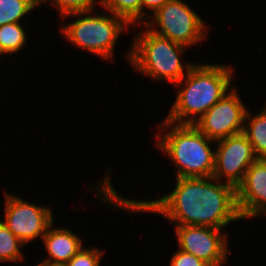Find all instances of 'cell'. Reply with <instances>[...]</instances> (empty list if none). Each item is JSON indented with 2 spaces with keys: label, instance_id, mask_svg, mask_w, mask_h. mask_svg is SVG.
<instances>
[{
  "label": "cell",
  "instance_id": "6da1fadb",
  "mask_svg": "<svg viewBox=\"0 0 266 266\" xmlns=\"http://www.w3.org/2000/svg\"><path fill=\"white\" fill-rule=\"evenodd\" d=\"M175 189L152 200L122 198L109 175L97 185L101 201L128 211L159 213L177 224L223 229L241 219L236 204V189L213 177L176 178ZM211 181V182H210ZM213 182V183H212Z\"/></svg>",
  "mask_w": 266,
  "mask_h": 266
},
{
  "label": "cell",
  "instance_id": "7a4b0ae2",
  "mask_svg": "<svg viewBox=\"0 0 266 266\" xmlns=\"http://www.w3.org/2000/svg\"><path fill=\"white\" fill-rule=\"evenodd\" d=\"M232 71L227 65L193 64L187 74L175 83L178 86L184 82L185 86L178 90L172 109L164 119L173 124H194L229 92Z\"/></svg>",
  "mask_w": 266,
  "mask_h": 266
},
{
  "label": "cell",
  "instance_id": "3957f363",
  "mask_svg": "<svg viewBox=\"0 0 266 266\" xmlns=\"http://www.w3.org/2000/svg\"><path fill=\"white\" fill-rule=\"evenodd\" d=\"M158 127L162 131L171 128L168 133L156 136V145L174 162L176 178L212 177L215 152L209 143L215 141L210 140L193 124H173L164 120Z\"/></svg>",
  "mask_w": 266,
  "mask_h": 266
},
{
  "label": "cell",
  "instance_id": "277c9868",
  "mask_svg": "<svg viewBox=\"0 0 266 266\" xmlns=\"http://www.w3.org/2000/svg\"><path fill=\"white\" fill-rule=\"evenodd\" d=\"M140 33L126 54L134 69L155 80L162 79L173 84L179 82L194 64L187 63L184 67L180 61L179 56L188 47L157 35L147 27Z\"/></svg>",
  "mask_w": 266,
  "mask_h": 266
},
{
  "label": "cell",
  "instance_id": "5b68a950",
  "mask_svg": "<svg viewBox=\"0 0 266 266\" xmlns=\"http://www.w3.org/2000/svg\"><path fill=\"white\" fill-rule=\"evenodd\" d=\"M91 13V14H90ZM104 15L91 11L64 16L80 17L62 27V33L69 42L103 59H113V53L120 33L129 25L123 18L104 10ZM108 15V16H107ZM84 16V17H83ZM126 28V29H125Z\"/></svg>",
  "mask_w": 266,
  "mask_h": 266
},
{
  "label": "cell",
  "instance_id": "8992f818",
  "mask_svg": "<svg viewBox=\"0 0 266 266\" xmlns=\"http://www.w3.org/2000/svg\"><path fill=\"white\" fill-rule=\"evenodd\" d=\"M145 22L151 32L187 47L202 41L208 30L202 18L182 0H171ZM158 25V28H155Z\"/></svg>",
  "mask_w": 266,
  "mask_h": 266
},
{
  "label": "cell",
  "instance_id": "52a82bcc",
  "mask_svg": "<svg viewBox=\"0 0 266 266\" xmlns=\"http://www.w3.org/2000/svg\"><path fill=\"white\" fill-rule=\"evenodd\" d=\"M246 111L237 89L232 88L193 125L216 142L243 132Z\"/></svg>",
  "mask_w": 266,
  "mask_h": 266
},
{
  "label": "cell",
  "instance_id": "ba28073f",
  "mask_svg": "<svg viewBox=\"0 0 266 266\" xmlns=\"http://www.w3.org/2000/svg\"><path fill=\"white\" fill-rule=\"evenodd\" d=\"M5 193V217L1 222L24 244L42 237L53 223L50 207L34 205Z\"/></svg>",
  "mask_w": 266,
  "mask_h": 266
},
{
  "label": "cell",
  "instance_id": "9c48e42d",
  "mask_svg": "<svg viewBox=\"0 0 266 266\" xmlns=\"http://www.w3.org/2000/svg\"><path fill=\"white\" fill-rule=\"evenodd\" d=\"M216 142L212 177L220 182L225 178L226 183L236 189L251 164L257 160L252 145L243 132Z\"/></svg>",
  "mask_w": 266,
  "mask_h": 266
},
{
  "label": "cell",
  "instance_id": "30bf717a",
  "mask_svg": "<svg viewBox=\"0 0 266 266\" xmlns=\"http://www.w3.org/2000/svg\"><path fill=\"white\" fill-rule=\"evenodd\" d=\"M178 248L195 255L209 266L226 262L227 234L222 229L207 226L183 225L175 228Z\"/></svg>",
  "mask_w": 266,
  "mask_h": 266
},
{
  "label": "cell",
  "instance_id": "8fae6325",
  "mask_svg": "<svg viewBox=\"0 0 266 266\" xmlns=\"http://www.w3.org/2000/svg\"><path fill=\"white\" fill-rule=\"evenodd\" d=\"M236 204L241 219L266 213V159H257L236 188Z\"/></svg>",
  "mask_w": 266,
  "mask_h": 266
},
{
  "label": "cell",
  "instance_id": "7c38bea8",
  "mask_svg": "<svg viewBox=\"0 0 266 266\" xmlns=\"http://www.w3.org/2000/svg\"><path fill=\"white\" fill-rule=\"evenodd\" d=\"M52 226L41 238L49 255L44 262L66 264L83 247L82 239L68 228Z\"/></svg>",
  "mask_w": 266,
  "mask_h": 266
},
{
  "label": "cell",
  "instance_id": "4fadbf2b",
  "mask_svg": "<svg viewBox=\"0 0 266 266\" xmlns=\"http://www.w3.org/2000/svg\"><path fill=\"white\" fill-rule=\"evenodd\" d=\"M243 133L250 141L256 158L266 159V106L253 116L247 109Z\"/></svg>",
  "mask_w": 266,
  "mask_h": 266
},
{
  "label": "cell",
  "instance_id": "5bb4252c",
  "mask_svg": "<svg viewBox=\"0 0 266 266\" xmlns=\"http://www.w3.org/2000/svg\"><path fill=\"white\" fill-rule=\"evenodd\" d=\"M41 4V0H0V27L20 23L21 18Z\"/></svg>",
  "mask_w": 266,
  "mask_h": 266
},
{
  "label": "cell",
  "instance_id": "9a60e30c",
  "mask_svg": "<svg viewBox=\"0 0 266 266\" xmlns=\"http://www.w3.org/2000/svg\"><path fill=\"white\" fill-rule=\"evenodd\" d=\"M103 8L123 18L129 25L141 24V0H99Z\"/></svg>",
  "mask_w": 266,
  "mask_h": 266
},
{
  "label": "cell",
  "instance_id": "2e32d148",
  "mask_svg": "<svg viewBox=\"0 0 266 266\" xmlns=\"http://www.w3.org/2000/svg\"><path fill=\"white\" fill-rule=\"evenodd\" d=\"M26 33L20 23L4 24L0 27V50L12 54L22 50L26 43Z\"/></svg>",
  "mask_w": 266,
  "mask_h": 266
},
{
  "label": "cell",
  "instance_id": "e0dca14e",
  "mask_svg": "<svg viewBox=\"0 0 266 266\" xmlns=\"http://www.w3.org/2000/svg\"><path fill=\"white\" fill-rule=\"evenodd\" d=\"M25 244L17 238L0 219V262L21 261L24 259L21 247Z\"/></svg>",
  "mask_w": 266,
  "mask_h": 266
},
{
  "label": "cell",
  "instance_id": "ac0fdd59",
  "mask_svg": "<svg viewBox=\"0 0 266 266\" xmlns=\"http://www.w3.org/2000/svg\"><path fill=\"white\" fill-rule=\"evenodd\" d=\"M56 6L61 16L73 13L92 11L95 7V0H50Z\"/></svg>",
  "mask_w": 266,
  "mask_h": 266
},
{
  "label": "cell",
  "instance_id": "d6986e66",
  "mask_svg": "<svg viewBox=\"0 0 266 266\" xmlns=\"http://www.w3.org/2000/svg\"><path fill=\"white\" fill-rule=\"evenodd\" d=\"M102 252L97 248H81L67 263V266H100Z\"/></svg>",
  "mask_w": 266,
  "mask_h": 266
},
{
  "label": "cell",
  "instance_id": "ffe728a7",
  "mask_svg": "<svg viewBox=\"0 0 266 266\" xmlns=\"http://www.w3.org/2000/svg\"><path fill=\"white\" fill-rule=\"evenodd\" d=\"M169 266H209L206 262L200 260L195 255L178 249L173 254Z\"/></svg>",
  "mask_w": 266,
  "mask_h": 266
},
{
  "label": "cell",
  "instance_id": "44dd1931",
  "mask_svg": "<svg viewBox=\"0 0 266 266\" xmlns=\"http://www.w3.org/2000/svg\"><path fill=\"white\" fill-rule=\"evenodd\" d=\"M171 0H141V22H146L148 21V16L147 12H144V9L151 10L149 13L150 15L154 13L158 8L162 7L166 2H169ZM143 20V21H142Z\"/></svg>",
  "mask_w": 266,
  "mask_h": 266
},
{
  "label": "cell",
  "instance_id": "7402d4cb",
  "mask_svg": "<svg viewBox=\"0 0 266 266\" xmlns=\"http://www.w3.org/2000/svg\"><path fill=\"white\" fill-rule=\"evenodd\" d=\"M35 266H67L66 264H60V263H49L42 261L41 263L35 265Z\"/></svg>",
  "mask_w": 266,
  "mask_h": 266
},
{
  "label": "cell",
  "instance_id": "603a6c76",
  "mask_svg": "<svg viewBox=\"0 0 266 266\" xmlns=\"http://www.w3.org/2000/svg\"><path fill=\"white\" fill-rule=\"evenodd\" d=\"M47 0H41V4L45 3Z\"/></svg>",
  "mask_w": 266,
  "mask_h": 266
},
{
  "label": "cell",
  "instance_id": "cb8c5ba5",
  "mask_svg": "<svg viewBox=\"0 0 266 266\" xmlns=\"http://www.w3.org/2000/svg\"><path fill=\"white\" fill-rule=\"evenodd\" d=\"M1 55H4V53L0 50V57H1Z\"/></svg>",
  "mask_w": 266,
  "mask_h": 266
}]
</instances>
